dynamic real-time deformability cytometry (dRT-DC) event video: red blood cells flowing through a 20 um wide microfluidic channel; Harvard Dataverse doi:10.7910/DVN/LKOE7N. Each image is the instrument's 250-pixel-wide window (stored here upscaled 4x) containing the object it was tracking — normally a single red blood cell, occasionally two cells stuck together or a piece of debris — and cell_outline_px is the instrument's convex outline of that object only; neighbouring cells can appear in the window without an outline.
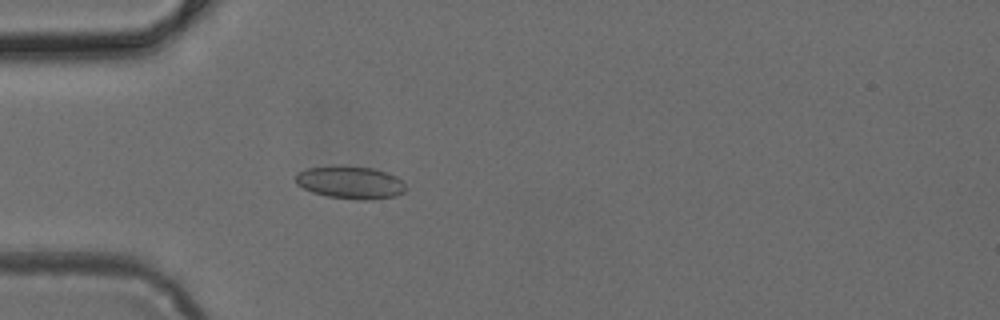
{"species": "common noctule bat (a hibernating species)", "species_latin": "Nyctalus noctula", "temperature_condition": "cold", "stored_images_in_passage": 50, "camera_frame_rate_fps": 3000, "um_per_image_px": 0.085, "animal": {"sex": "female", "body_mass_g": 24.6, "forearm_length_mm": 56.2}, "frame": {"image": 1, "passage_image": 15, "time_ms": 4.667, "image_size_px": [1000, 320], "cell_outline_px": [[408, 188], [404, 192], [396, 196], [372, 200], [364, 200], [328, 196], [312, 192], [296, 184], [296, 176], [300, 172], [308, 168], [336, 164], [344, 164], [372, 168], [388, 172], [396, 176]], "centroid_in_image_um": [29.81, 15.48], "position_along_channel_um": 55.2, "area_um2": 21.27}}
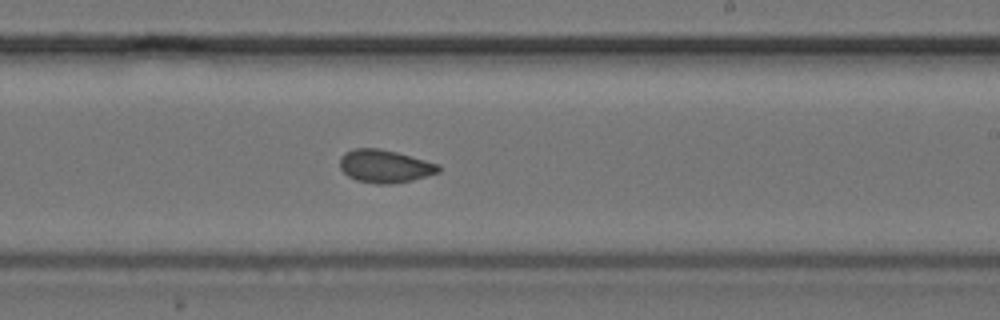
{"frame": {"image": 2, "passage_image": 30, "time_ms": 9.667, "image_size_px": [1000, 320], "cell_outline_px": [[440, 172], [412, 180], [392, 184], [376, 184], [356, 180], [348, 176], [340, 168], [340, 156], [344, 152], [356, 148], [376, 148], [396, 152], [440, 164]], "centroid_in_image_um": [32.7, 14.13], "position_along_channel_um": 256.3, "area_um2": 18.96}}
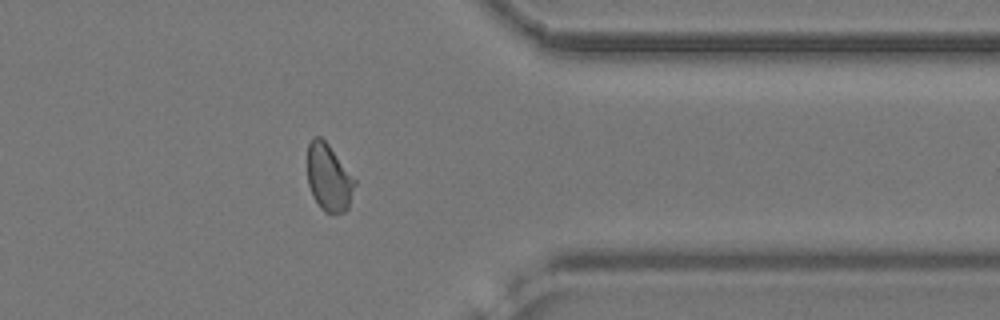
{"frame": {"image": 3, "passage_image": 40, "time_ms": 13.0, "image_size_px": [1000, 320], "cell_outline_px": [[356, 184], [348, 208], [344, 212], [324, 212], [320, 208], [312, 196], [308, 184], [308, 144], [312, 136], [320, 136], [328, 144], [356, 180]], "centroid_in_image_um": [27.94, 15.1], "position_along_channel_um": 383.5, "area_um2": 18.5}}